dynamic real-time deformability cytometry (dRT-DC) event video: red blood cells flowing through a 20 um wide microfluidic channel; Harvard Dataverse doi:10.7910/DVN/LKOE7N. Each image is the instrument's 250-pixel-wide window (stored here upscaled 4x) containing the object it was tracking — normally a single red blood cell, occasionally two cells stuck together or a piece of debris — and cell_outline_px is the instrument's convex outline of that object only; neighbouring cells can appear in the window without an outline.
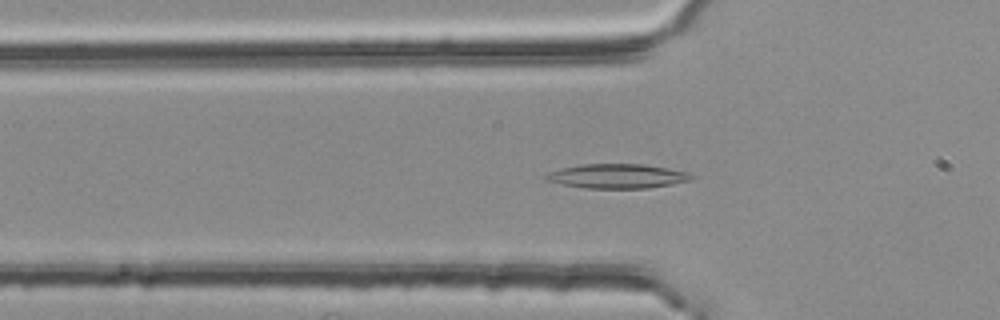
{"species": "common noctule bat (a hibernating species)", "species_latin": "Nyctalus noctula", "temperature_condition": "room temperature", "stored_images_in_passage": 55, "camera_frame_rate_fps": 3000, "um_per_image_px": 0.085, "animal": {"sex": "female", "body_mass_g": 25.1}, "frame": {"image": 1, "passage_image": 18, "time_ms": 5.667, "image_size_px": [1000, 320], "cell_outline_px": [[696, 176], [692, 180], [672, 184], [648, 188], [584, 188], [544, 180], [544, 176], [548, 172], [560, 168], [584, 164], [644, 164], [668, 168], [688, 172]], "centroid_in_image_um": [52.49, 14.97], "position_along_channel_um": 73.3, "area_um2": 20.75}}
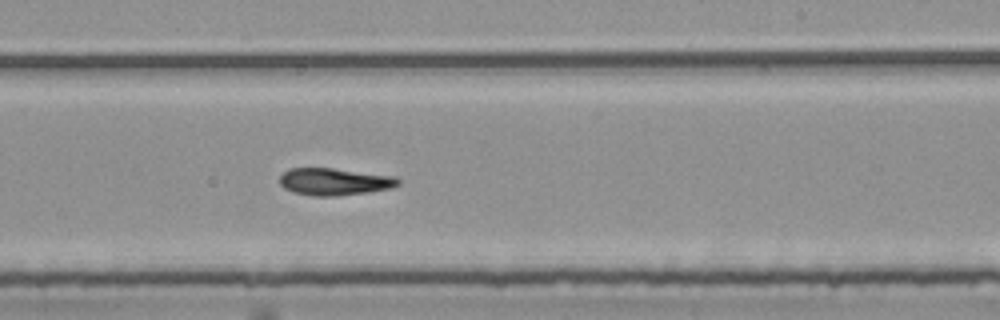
{"frame": {"image": 2, "passage_image": 33, "time_ms": 10.667, "image_size_px": [1000, 320], "cell_outline_px": [[400, 184], [392, 188], [336, 196], [312, 196], [296, 192], [284, 188], [280, 184], [280, 176], [288, 168], [332, 168], [396, 176], [400, 180]], "centroid_in_image_um": [28.44, 15.43], "position_along_channel_um": 260.6, "area_um2": 18.67}}
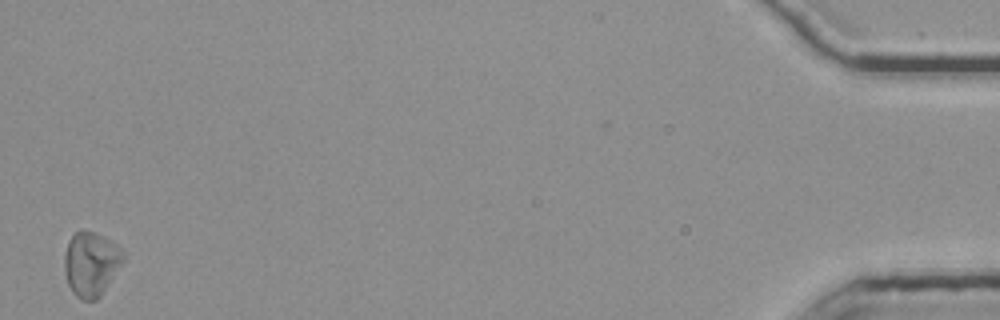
{"frame": {"image": 3, "passage_image": 54, "time_ms": 17.667, "image_size_px": [1000, 320], "cell_outline_px": [[124, 260], [100, 296], [96, 300], [80, 300], [72, 292], [68, 284], [64, 272], [64, 256], [68, 240], [80, 228], [84, 228], [96, 232], [104, 236], [116, 244], [124, 252]], "centroid_in_image_um": [7.71, 22.39], "position_along_channel_um": 427.5, "area_um2": 22.31}}